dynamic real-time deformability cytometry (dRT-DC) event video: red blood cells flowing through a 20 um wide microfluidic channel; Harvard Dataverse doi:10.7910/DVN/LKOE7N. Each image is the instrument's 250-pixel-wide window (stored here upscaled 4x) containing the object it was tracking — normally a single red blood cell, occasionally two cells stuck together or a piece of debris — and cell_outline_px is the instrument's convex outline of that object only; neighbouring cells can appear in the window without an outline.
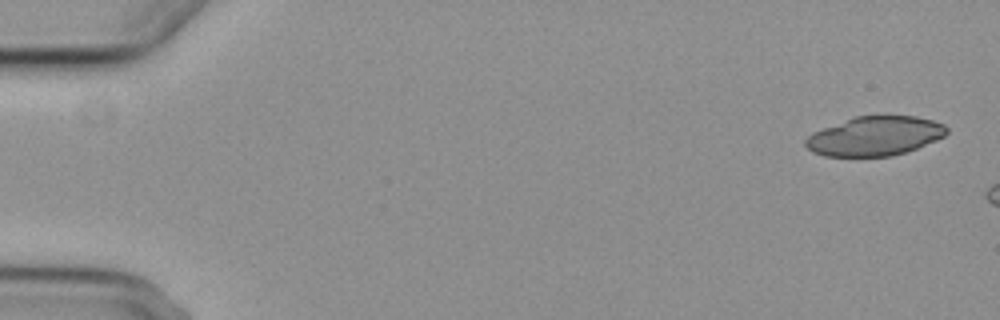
{"species": "common noctule bat (a hibernating species)", "species_latin": "Nyctalus noctula", "temperature_condition": "cold", "stored_images_in_passage": 3, "camera_frame_rate_fps": 3000, "um_per_image_px": 0.085, "animal": {"sex": "female", "body_mass_g": 29.2, "forearm_length_mm": 56.3}, "frame": {"image": 1, "passage_image": 1, "time_ms": 0.0, "image_size_px": [1000, 320], "cell_outline_px": [[948, 132], [944, 136], [936, 140], [916, 148], [892, 156], [824, 156], [812, 152], [804, 144], [804, 140], [812, 132], [856, 116], [916, 116], [932, 120], [944, 124], [948, 128]], "centroid_in_image_um": [74.35, 11.57], "position_along_channel_um": 10.6, "area_um2": 32.14}}